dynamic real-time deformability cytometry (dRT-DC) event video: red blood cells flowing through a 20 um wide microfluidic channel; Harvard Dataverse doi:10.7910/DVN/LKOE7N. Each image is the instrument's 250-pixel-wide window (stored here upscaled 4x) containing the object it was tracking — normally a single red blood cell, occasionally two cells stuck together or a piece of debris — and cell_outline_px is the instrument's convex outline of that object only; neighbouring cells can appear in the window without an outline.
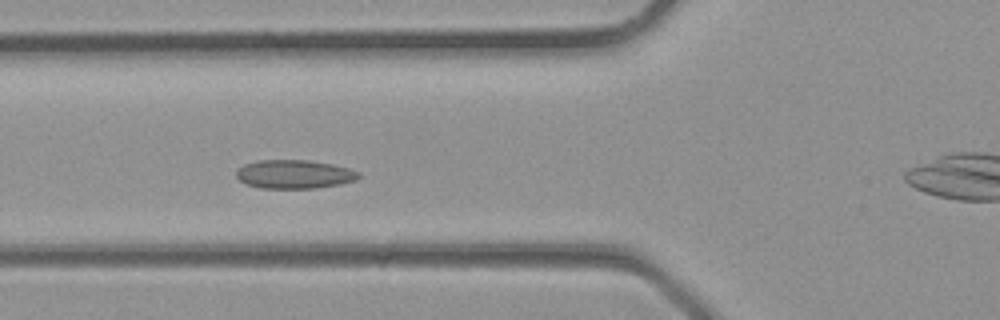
{"species": "common noctule bat (a hibernating species)", "species_latin": "Nyctalus noctula", "temperature_condition": "room temperature", "stored_images_in_passage": 27, "camera_frame_rate_fps": 3000, "um_per_image_px": 0.085, "animal": {"sex": "male", "body_mass_g": 23.1, "forearm_length_mm": 52.7}, "frame": {"image": 1, "passage_image": 4, "time_ms": 1.0, "image_size_px": [1000, 320], "cell_outline_px": [[360, 176], [356, 180], [340, 184], [312, 188], [260, 188], [248, 184], [240, 180], [236, 176], [236, 172], [244, 164], [256, 160], [308, 160], [332, 164], [348, 168], [360, 172]], "centroid_in_image_um": [25.02, 14.8], "position_along_channel_um": 100.8, "area_um2": 20.35}}
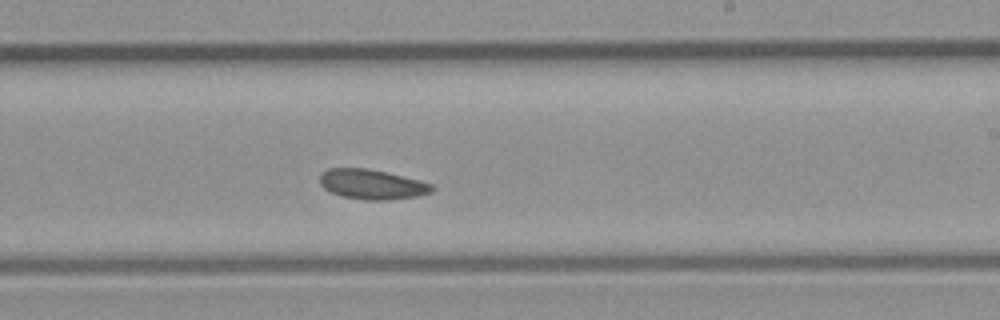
{"frame": {"image": 2, "passage_image": 12, "time_ms": 3.667, "image_size_px": [1000, 320], "cell_outline_px": [[436, 188], [432, 192], [416, 196], [388, 200], [368, 200], [340, 196], [324, 188], [320, 184], [320, 176], [328, 168], [368, 168], [420, 180], [432, 184]], "centroid_in_image_um": [31.64, 15.67], "position_along_channel_um": 257.4, "area_um2": 19.48}}
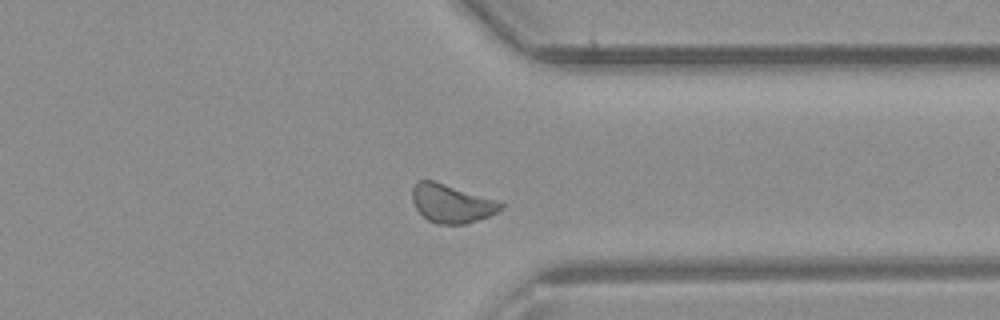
{"frame": {"image": 3, "passage_image": 18, "time_ms": 5.667, "image_size_px": [1000, 320], "cell_outline_px": [[504, 208], [488, 216], [464, 224], [436, 224], [428, 220], [416, 208], [412, 200], [412, 188], [416, 180], [432, 180], [496, 200], [504, 204]], "centroid_in_image_um": [38.35, 17.29], "position_along_channel_um": 373.1, "area_um2": 19.59}}